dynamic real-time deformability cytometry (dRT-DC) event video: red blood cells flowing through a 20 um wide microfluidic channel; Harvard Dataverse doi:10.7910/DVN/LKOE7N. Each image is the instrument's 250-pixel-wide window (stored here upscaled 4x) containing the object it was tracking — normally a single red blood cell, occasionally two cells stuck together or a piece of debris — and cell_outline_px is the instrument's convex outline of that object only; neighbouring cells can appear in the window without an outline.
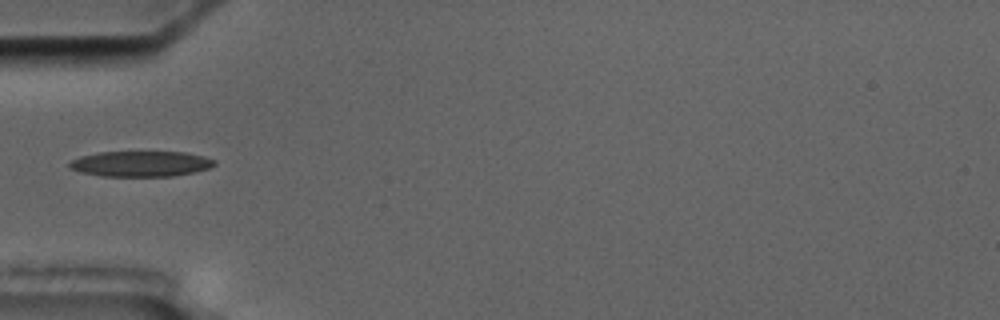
{"species": "common noctule bat (a hibernating species)", "species_latin": "Nyctalus noctula", "temperature_condition": "cold", "stored_images_in_passage": 9, "camera_frame_rate_fps": 3000, "um_per_image_px": 0.085, "animal": {"sex": "male", "body_mass_g": 17.5, "forearm_length_mm": 52.3}, "frame": {"image": 1, "passage_image": 4, "time_ms": 3.667, "image_size_px": [1000, 320], "cell_outline_px": [[216, 164], [208, 168], [196, 172], [172, 176], [104, 176], [80, 172], [68, 168], [68, 164], [72, 160], [80, 156], [100, 152], [184, 152], [204, 156], [216, 160]], "centroid_in_image_um": [11.97, 13.92], "position_along_channel_um": 73.0, "area_um2": 21.62}}
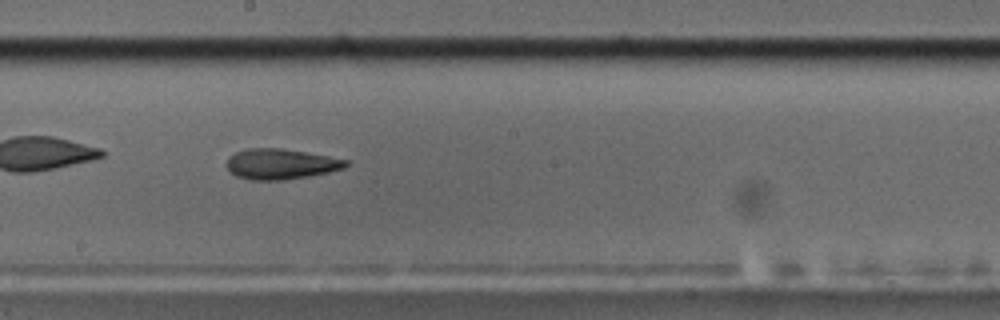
{"frame": {"image": 2, "passage_image": 8, "time_ms": 8.0, "image_size_px": [1000, 320], "cell_outline_px": [[348, 164], [344, 168], [328, 172], [308, 176], [284, 180], [252, 180], [236, 176], [224, 164], [228, 156], [236, 152], [248, 148], [280, 148], [328, 156], [348, 160]], "centroid_in_image_um": [23.82, 13.94], "position_along_channel_um": 224.4, "area_um2": 21.1}}
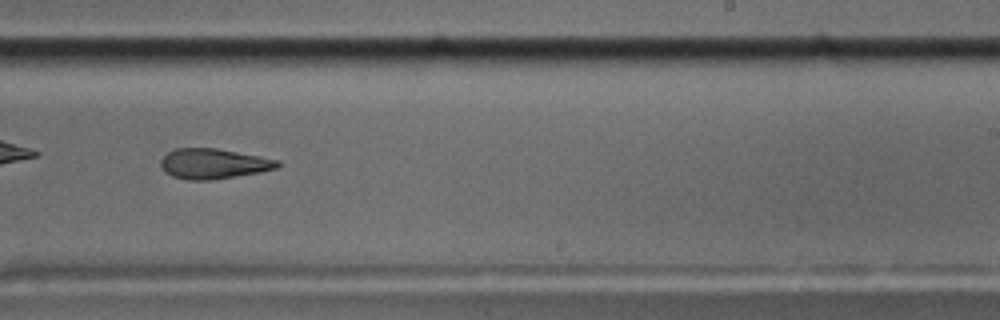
{"frame": {"image": 3, "passage_image": 9, "time_ms": 9.333, "image_size_px": [1000, 320], "cell_outline_px": [[280, 164], [276, 168], [260, 172], [212, 180], [188, 180], [172, 176], [164, 172], [160, 164], [160, 160], [168, 152], [176, 148], [216, 148], [260, 156], [280, 160]], "centroid_in_image_um": [18.13, 13.91], "position_along_channel_um": 270.9, "area_um2": 20.58}}